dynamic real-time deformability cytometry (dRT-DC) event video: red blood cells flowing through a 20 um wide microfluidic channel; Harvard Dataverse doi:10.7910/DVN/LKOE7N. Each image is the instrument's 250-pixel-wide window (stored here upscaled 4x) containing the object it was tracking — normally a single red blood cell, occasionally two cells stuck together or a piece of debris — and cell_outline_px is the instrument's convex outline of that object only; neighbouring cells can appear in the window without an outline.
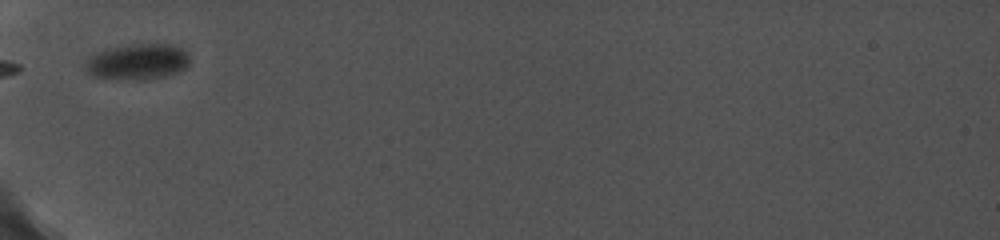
{"species": "common noctule bat (a hibernating species)", "species_latin": "Nyctalus noctula", "temperature_condition": "cold", "stored_images_in_passage": 15, "camera_frame_rate_fps": 5000, "um_per_image_px": 0.085, "animal": {"sex": "female", "body_mass_g": 19.0, "forearm_length_mm": 56.7}, "frame": {"image": 1, "passage_image": 1, "time_ms": 0.0, "image_size_px": [1000, 240], "cell_outline_px": [[188, 64], [184, 68], [168, 76], [148, 80], [120, 80], [92, 76], [84, 68], [84, 64], [96, 52], [108, 48], [132, 44], [176, 44], [188, 52]], "centroid_in_image_um": [11.7, 5.26], "position_along_channel_um": 73.3, "area_um2": 22.14}}